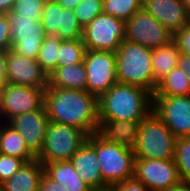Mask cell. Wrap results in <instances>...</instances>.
Returning <instances> with one entry per match:
<instances>
[{
  "mask_svg": "<svg viewBox=\"0 0 190 191\" xmlns=\"http://www.w3.org/2000/svg\"><path fill=\"white\" fill-rule=\"evenodd\" d=\"M174 161L181 182L190 183V136L176 139Z\"/></svg>",
  "mask_w": 190,
  "mask_h": 191,
  "instance_id": "cell-28",
  "label": "cell"
},
{
  "mask_svg": "<svg viewBox=\"0 0 190 191\" xmlns=\"http://www.w3.org/2000/svg\"><path fill=\"white\" fill-rule=\"evenodd\" d=\"M134 176L150 191H164L181 182L174 159L135 158Z\"/></svg>",
  "mask_w": 190,
  "mask_h": 191,
  "instance_id": "cell-12",
  "label": "cell"
},
{
  "mask_svg": "<svg viewBox=\"0 0 190 191\" xmlns=\"http://www.w3.org/2000/svg\"><path fill=\"white\" fill-rule=\"evenodd\" d=\"M6 16L11 31V49L23 56L37 59L42 41L48 36L41 19L19 17L12 10Z\"/></svg>",
  "mask_w": 190,
  "mask_h": 191,
  "instance_id": "cell-9",
  "label": "cell"
},
{
  "mask_svg": "<svg viewBox=\"0 0 190 191\" xmlns=\"http://www.w3.org/2000/svg\"><path fill=\"white\" fill-rule=\"evenodd\" d=\"M85 52L86 47L82 40H62L59 46L57 67L83 62Z\"/></svg>",
  "mask_w": 190,
  "mask_h": 191,
  "instance_id": "cell-27",
  "label": "cell"
},
{
  "mask_svg": "<svg viewBox=\"0 0 190 191\" xmlns=\"http://www.w3.org/2000/svg\"><path fill=\"white\" fill-rule=\"evenodd\" d=\"M44 173V165L35 158L23 166L8 180L0 184L2 191H38Z\"/></svg>",
  "mask_w": 190,
  "mask_h": 191,
  "instance_id": "cell-18",
  "label": "cell"
},
{
  "mask_svg": "<svg viewBox=\"0 0 190 191\" xmlns=\"http://www.w3.org/2000/svg\"><path fill=\"white\" fill-rule=\"evenodd\" d=\"M6 70L9 84L26 87L47 88L48 75L40 67L37 59L6 51Z\"/></svg>",
  "mask_w": 190,
  "mask_h": 191,
  "instance_id": "cell-14",
  "label": "cell"
},
{
  "mask_svg": "<svg viewBox=\"0 0 190 191\" xmlns=\"http://www.w3.org/2000/svg\"><path fill=\"white\" fill-rule=\"evenodd\" d=\"M177 68L182 69L186 73L190 83V56L181 53L178 59Z\"/></svg>",
  "mask_w": 190,
  "mask_h": 191,
  "instance_id": "cell-39",
  "label": "cell"
},
{
  "mask_svg": "<svg viewBox=\"0 0 190 191\" xmlns=\"http://www.w3.org/2000/svg\"><path fill=\"white\" fill-rule=\"evenodd\" d=\"M116 56L118 83L134 85L154 95L152 48L124 40Z\"/></svg>",
  "mask_w": 190,
  "mask_h": 191,
  "instance_id": "cell-3",
  "label": "cell"
},
{
  "mask_svg": "<svg viewBox=\"0 0 190 191\" xmlns=\"http://www.w3.org/2000/svg\"><path fill=\"white\" fill-rule=\"evenodd\" d=\"M164 191H190V183L188 182H180L179 184L170 187Z\"/></svg>",
  "mask_w": 190,
  "mask_h": 191,
  "instance_id": "cell-42",
  "label": "cell"
},
{
  "mask_svg": "<svg viewBox=\"0 0 190 191\" xmlns=\"http://www.w3.org/2000/svg\"><path fill=\"white\" fill-rule=\"evenodd\" d=\"M173 41L181 53L190 56V22L184 28L173 34Z\"/></svg>",
  "mask_w": 190,
  "mask_h": 191,
  "instance_id": "cell-34",
  "label": "cell"
},
{
  "mask_svg": "<svg viewBox=\"0 0 190 191\" xmlns=\"http://www.w3.org/2000/svg\"><path fill=\"white\" fill-rule=\"evenodd\" d=\"M152 111L176 138L190 136V95L153 96Z\"/></svg>",
  "mask_w": 190,
  "mask_h": 191,
  "instance_id": "cell-11",
  "label": "cell"
},
{
  "mask_svg": "<svg viewBox=\"0 0 190 191\" xmlns=\"http://www.w3.org/2000/svg\"><path fill=\"white\" fill-rule=\"evenodd\" d=\"M11 49V31L5 13H0V50Z\"/></svg>",
  "mask_w": 190,
  "mask_h": 191,
  "instance_id": "cell-35",
  "label": "cell"
},
{
  "mask_svg": "<svg viewBox=\"0 0 190 191\" xmlns=\"http://www.w3.org/2000/svg\"><path fill=\"white\" fill-rule=\"evenodd\" d=\"M45 3V0H16L12 11L17 13L19 17L40 20Z\"/></svg>",
  "mask_w": 190,
  "mask_h": 191,
  "instance_id": "cell-32",
  "label": "cell"
},
{
  "mask_svg": "<svg viewBox=\"0 0 190 191\" xmlns=\"http://www.w3.org/2000/svg\"><path fill=\"white\" fill-rule=\"evenodd\" d=\"M7 83L6 50H0V88H4Z\"/></svg>",
  "mask_w": 190,
  "mask_h": 191,
  "instance_id": "cell-38",
  "label": "cell"
},
{
  "mask_svg": "<svg viewBox=\"0 0 190 191\" xmlns=\"http://www.w3.org/2000/svg\"><path fill=\"white\" fill-rule=\"evenodd\" d=\"M2 93H3V88H0V114H1V110H2Z\"/></svg>",
  "mask_w": 190,
  "mask_h": 191,
  "instance_id": "cell-45",
  "label": "cell"
},
{
  "mask_svg": "<svg viewBox=\"0 0 190 191\" xmlns=\"http://www.w3.org/2000/svg\"><path fill=\"white\" fill-rule=\"evenodd\" d=\"M79 176L92 188H104L95 148L86 140L69 160Z\"/></svg>",
  "mask_w": 190,
  "mask_h": 191,
  "instance_id": "cell-17",
  "label": "cell"
},
{
  "mask_svg": "<svg viewBox=\"0 0 190 191\" xmlns=\"http://www.w3.org/2000/svg\"><path fill=\"white\" fill-rule=\"evenodd\" d=\"M98 133L106 140L133 149L136 144L141 121L111 120L99 122Z\"/></svg>",
  "mask_w": 190,
  "mask_h": 191,
  "instance_id": "cell-19",
  "label": "cell"
},
{
  "mask_svg": "<svg viewBox=\"0 0 190 191\" xmlns=\"http://www.w3.org/2000/svg\"><path fill=\"white\" fill-rule=\"evenodd\" d=\"M44 165V172L60 183L65 191H91L92 188L79 176L72 163L57 161Z\"/></svg>",
  "mask_w": 190,
  "mask_h": 191,
  "instance_id": "cell-21",
  "label": "cell"
},
{
  "mask_svg": "<svg viewBox=\"0 0 190 191\" xmlns=\"http://www.w3.org/2000/svg\"><path fill=\"white\" fill-rule=\"evenodd\" d=\"M183 5L186 7L187 13L190 16V0H182Z\"/></svg>",
  "mask_w": 190,
  "mask_h": 191,
  "instance_id": "cell-43",
  "label": "cell"
},
{
  "mask_svg": "<svg viewBox=\"0 0 190 191\" xmlns=\"http://www.w3.org/2000/svg\"><path fill=\"white\" fill-rule=\"evenodd\" d=\"M82 31L80 23L72 8H63L61 28L54 35L61 40H82Z\"/></svg>",
  "mask_w": 190,
  "mask_h": 191,
  "instance_id": "cell-29",
  "label": "cell"
},
{
  "mask_svg": "<svg viewBox=\"0 0 190 191\" xmlns=\"http://www.w3.org/2000/svg\"><path fill=\"white\" fill-rule=\"evenodd\" d=\"M176 139L163 120L151 111L141 121L133 147L135 158L174 159Z\"/></svg>",
  "mask_w": 190,
  "mask_h": 191,
  "instance_id": "cell-5",
  "label": "cell"
},
{
  "mask_svg": "<svg viewBox=\"0 0 190 191\" xmlns=\"http://www.w3.org/2000/svg\"><path fill=\"white\" fill-rule=\"evenodd\" d=\"M114 191H150L140 180L135 176L118 182L111 186Z\"/></svg>",
  "mask_w": 190,
  "mask_h": 191,
  "instance_id": "cell-36",
  "label": "cell"
},
{
  "mask_svg": "<svg viewBox=\"0 0 190 191\" xmlns=\"http://www.w3.org/2000/svg\"><path fill=\"white\" fill-rule=\"evenodd\" d=\"M0 152L5 155L23 159L25 162L34 160L36 155L27 147L20 134L7 122L0 121Z\"/></svg>",
  "mask_w": 190,
  "mask_h": 191,
  "instance_id": "cell-23",
  "label": "cell"
},
{
  "mask_svg": "<svg viewBox=\"0 0 190 191\" xmlns=\"http://www.w3.org/2000/svg\"><path fill=\"white\" fill-rule=\"evenodd\" d=\"M16 0H0V13H7L12 10Z\"/></svg>",
  "mask_w": 190,
  "mask_h": 191,
  "instance_id": "cell-40",
  "label": "cell"
},
{
  "mask_svg": "<svg viewBox=\"0 0 190 191\" xmlns=\"http://www.w3.org/2000/svg\"><path fill=\"white\" fill-rule=\"evenodd\" d=\"M63 7L58 2H46L42 12V25L48 36H54L61 28Z\"/></svg>",
  "mask_w": 190,
  "mask_h": 191,
  "instance_id": "cell-30",
  "label": "cell"
},
{
  "mask_svg": "<svg viewBox=\"0 0 190 191\" xmlns=\"http://www.w3.org/2000/svg\"><path fill=\"white\" fill-rule=\"evenodd\" d=\"M91 191H114V190L111 186H106L104 188L92 189Z\"/></svg>",
  "mask_w": 190,
  "mask_h": 191,
  "instance_id": "cell-44",
  "label": "cell"
},
{
  "mask_svg": "<svg viewBox=\"0 0 190 191\" xmlns=\"http://www.w3.org/2000/svg\"><path fill=\"white\" fill-rule=\"evenodd\" d=\"M142 8L172 34L190 22V16L182 0H142Z\"/></svg>",
  "mask_w": 190,
  "mask_h": 191,
  "instance_id": "cell-16",
  "label": "cell"
},
{
  "mask_svg": "<svg viewBox=\"0 0 190 191\" xmlns=\"http://www.w3.org/2000/svg\"><path fill=\"white\" fill-rule=\"evenodd\" d=\"M45 89L7 83L2 93L0 121L8 122L16 115L42 108Z\"/></svg>",
  "mask_w": 190,
  "mask_h": 191,
  "instance_id": "cell-13",
  "label": "cell"
},
{
  "mask_svg": "<svg viewBox=\"0 0 190 191\" xmlns=\"http://www.w3.org/2000/svg\"><path fill=\"white\" fill-rule=\"evenodd\" d=\"M7 123L20 134L27 147L37 156L43 148L49 123L45 106L16 115Z\"/></svg>",
  "mask_w": 190,
  "mask_h": 191,
  "instance_id": "cell-15",
  "label": "cell"
},
{
  "mask_svg": "<svg viewBox=\"0 0 190 191\" xmlns=\"http://www.w3.org/2000/svg\"><path fill=\"white\" fill-rule=\"evenodd\" d=\"M83 63L87 76V91L97 98L118 82L116 52L86 49Z\"/></svg>",
  "mask_w": 190,
  "mask_h": 191,
  "instance_id": "cell-8",
  "label": "cell"
},
{
  "mask_svg": "<svg viewBox=\"0 0 190 191\" xmlns=\"http://www.w3.org/2000/svg\"><path fill=\"white\" fill-rule=\"evenodd\" d=\"M81 27L87 26L96 16L103 13V0L79 2L73 9Z\"/></svg>",
  "mask_w": 190,
  "mask_h": 191,
  "instance_id": "cell-31",
  "label": "cell"
},
{
  "mask_svg": "<svg viewBox=\"0 0 190 191\" xmlns=\"http://www.w3.org/2000/svg\"><path fill=\"white\" fill-rule=\"evenodd\" d=\"M61 41L62 40L56 36H47L42 41L37 61L47 75L57 68V58H59V46Z\"/></svg>",
  "mask_w": 190,
  "mask_h": 191,
  "instance_id": "cell-25",
  "label": "cell"
},
{
  "mask_svg": "<svg viewBox=\"0 0 190 191\" xmlns=\"http://www.w3.org/2000/svg\"><path fill=\"white\" fill-rule=\"evenodd\" d=\"M142 8V0H103V13L127 21Z\"/></svg>",
  "mask_w": 190,
  "mask_h": 191,
  "instance_id": "cell-26",
  "label": "cell"
},
{
  "mask_svg": "<svg viewBox=\"0 0 190 191\" xmlns=\"http://www.w3.org/2000/svg\"><path fill=\"white\" fill-rule=\"evenodd\" d=\"M25 163L23 159L0 154V184L11 178Z\"/></svg>",
  "mask_w": 190,
  "mask_h": 191,
  "instance_id": "cell-33",
  "label": "cell"
},
{
  "mask_svg": "<svg viewBox=\"0 0 190 191\" xmlns=\"http://www.w3.org/2000/svg\"><path fill=\"white\" fill-rule=\"evenodd\" d=\"M87 0H57V2L63 7V8H72L74 9L79 2H84Z\"/></svg>",
  "mask_w": 190,
  "mask_h": 191,
  "instance_id": "cell-41",
  "label": "cell"
},
{
  "mask_svg": "<svg viewBox=\"0 0 190 191\" xmlns=\"http://www.w3.org/2000/svg\"><path fill=\"white\" fill-rule=\"evenodd\" d=\"M125 40V21L101 13L82 31V42L86 49L116 52Z\"/></svg>",
  "mask_w": 190,
  "mask_h": 191,
  "instance_id": "cell-7",
  "label": "cell"
},
{
  "mask_svg": "<svg viewBox=\"0 0 190 191\" xmlns=\"http://www.w3.org/2000/svg\"><path fill=\"white\" fill-rule=\"evenodd\" d=\"M190 95V83L186 73L180 68L172 69L157 85L153 96H186Z\"/></svg>",
  "mask_w": 190,
  "mask_h": 191,
  "instance_id": "cell-24",
  "label": "cell"
},
{
  "mask_svg": "<svg viewBox=\"0 0 190 191\" xmlns=\"http://www.w3.org/2000/svg\"><path fill=\"white\" fill-rule=\"evenodd\" d=\"M44 106L49 122L77 127L88 136L99 131L98 98L88 91L47 87Z\"/></svg>",
  "mask_w": 190,
  "mask_h": 191,
  "instance_id": "cell-1",
  "label": "cell"
},
{
  "mask_svg": "<svg viewBox=\"0 0 190 191\" xmlns=\"http://www.w3.org/2000/svg\"><path fill=\"white\" fill-rule=\"evenodd\" d=\"M180 54L181 52L173 40L164 46L152 48L154 93L157 85L172 69L177 67Z\"/></svg>",
  "mask_w": 190,
  "mask_h": 191,
  "instance_id": "cell-22",
  "label": "cell"
},
{
  "mask_svg": "<svg viewBox=\"0 0 190 191\" xmlns=\"http://www.w3.org/2000/svg\"><path fill=\"white\" fill-rule=\"evenodd\" d=\"M125 40L149 48L164 46L173 40V34L147 11L141 8L125 21Z\"/></svg>",
  "mask_w": 190,
  "mask_h": 191,
  "instance_id": "cell-10",
  "label": "cell"
},
{
  "mask_svg": "<svg viewBox=\"0 0 190 191\" xmlns=\"http://www.w3.org/2000/svg\"><path fill=\"white\" fill-rule=\"evenodd\" d=\"M48 87L87 91V76L84 63L57 67L48 75Z\"/></svg>",
  "mask_w": 190,
  "mask_h": 191,
  "instance_id": "cell-20",
  "label": "cell"
},
{
  "mask_svg": "<svg viewBox=\"0 0 190 191\" xmlns=\"http://www.w3.org/2000/svg\"><path fill=\"white\" fill-rule=\"evenodd\" d=\"M153 109V95L143 88L116 83L98 98L99 122L142 121Z\"/></svg>",
  "mask_w": 190,
  "mask_h": 191,
  "instance_id": "cell-2",
  "label": "cell"
},
{
  "mask_svg": "<svg viewBox=\"0 0 190 191\" xmlns=\"http://www.w3.org/2000/svg\"><path fill=\"white\" fill-rule=\"evenodd\" d=\"M45 2H57V0H45Z\"/></svg>",
  "mask_w": 190,
  "mask_h": 191,
  "instance_id": "cell-46",
  "label": "cell"
},
{
  "mask_svg": "<svg viewBox=\"0 0 190 191\" xmlns=\"http://www.w3.org/2000/svg\"><path fill=\"white\" fill-rule=\"evenodd\" d=\"M87 141L95 148L103 182L112 186L134 176V150L102 137L98 132Z\"/></svg>",
  "mask_w": 190,
  "mask_h": 191,
  "instance_id": "cell-4",
  "label": "cell"
},
{
  "mask_svg": "<svg viewBox=\"0 0 190 191\" xmlns=\"http://www.w3.org/2000/svg\"><path fill=\"white\" fill-rule=\"evenodd\" d=\"M87 138L88 135L77 127L49 122L43 148L36 158L42 164L68 161Z\"/></svg>",
  "mask_w": 190,
  "mask_h": 191,
  "instance_id": "cell-6",
  "label": "cell"
},
{
  "mask_svg": "<svg viewBox=\"0 0 190 191\" xmlns=\"http://www.w3.org/2000/svg\"><path fill=\"white\" fill-rule=\"evenodd\" d=\"M38 191H65L60 183L50 178L45 172L39 182Z\"/></svg>",
  "mask_w": 190,
  "mask_h": 191,
  "instance_id": "cell-37",
  "label": "cell"
}]
</instances>
